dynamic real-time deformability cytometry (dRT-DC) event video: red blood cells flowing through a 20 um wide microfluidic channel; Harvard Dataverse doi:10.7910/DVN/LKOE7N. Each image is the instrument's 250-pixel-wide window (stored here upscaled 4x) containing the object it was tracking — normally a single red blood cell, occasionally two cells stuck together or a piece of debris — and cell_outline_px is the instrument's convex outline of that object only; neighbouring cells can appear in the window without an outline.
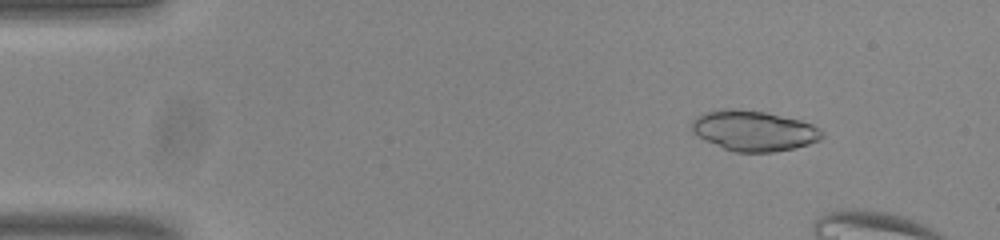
{"species": "common noctule bat (a hibernating species)", "species_latin": "Nyctalus noctula", "temperature_condition": "room temperature", "stored_images_in_passage": 15, "camera_frame_rate_fps": 3000, "um_per_image_px": 0.085, "animal": {"sex": "male", "body_mass_g": 20.0, "forearm_length_mm": 53.3}, "frame": {"image": 1, "passage_image": 7, "time_ms": 2.0, "image_size_px": [1000, 240], "cell_outline_px": [[824, 136], [820, 140], [796, 148], [772, 152], [736, 152], [724, 148], [692, 132], [692, 120], [696, 116], [704, 112], [728, 108], [740, 108], [768, 112], [800, 120], [812, 124], [820, 128], [824, 132]], "centroid_in_image_um": [64.12, 11.09], "position_along_channel_um": 20.9, "area_um2": 30.75}}